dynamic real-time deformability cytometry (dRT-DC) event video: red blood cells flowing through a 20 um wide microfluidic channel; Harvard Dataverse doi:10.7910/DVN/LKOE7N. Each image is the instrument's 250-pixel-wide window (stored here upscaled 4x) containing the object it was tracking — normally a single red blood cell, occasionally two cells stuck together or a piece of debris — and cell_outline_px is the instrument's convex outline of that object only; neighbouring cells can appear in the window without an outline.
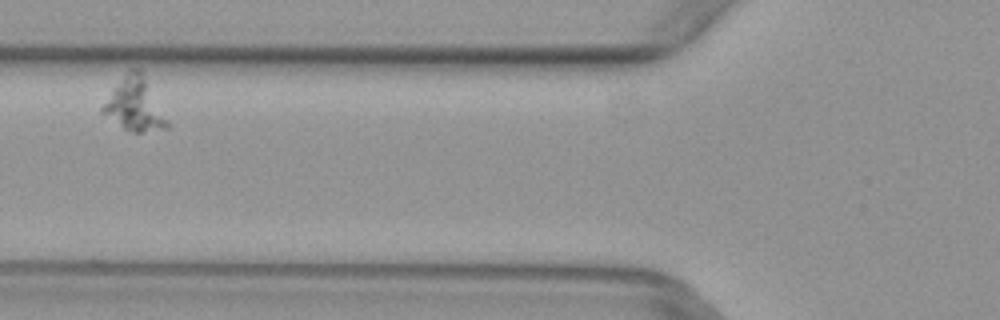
{"species": "common noctule bat (a hibernating species)", "species_latin": "Nyctalus noctula", "temperature_condition": "warm", "stored_images_in_passage": 4, "camera_frame_rate_fps": 3000, "um_per_image_px": 0.085, "animal": {"sex": "female", "body_mass_g": 29.2, "forearm_length_mm": 56.3}, "frame": {"image": 1, "passage_image": 2, "time_ms": 0.333, "image_size_px": [1000, 320], "cell_outline_px": [[168, 128], [140, 132], [132, 132], [124, 128], [100, 112], [100, 108], [112, 88], [132, 68], [140, 68], [168, 120]], "centroid_in_image_um": [11.43, 8.88], "position_along_channel_um": 114.4, "area_um2": 19.54}}